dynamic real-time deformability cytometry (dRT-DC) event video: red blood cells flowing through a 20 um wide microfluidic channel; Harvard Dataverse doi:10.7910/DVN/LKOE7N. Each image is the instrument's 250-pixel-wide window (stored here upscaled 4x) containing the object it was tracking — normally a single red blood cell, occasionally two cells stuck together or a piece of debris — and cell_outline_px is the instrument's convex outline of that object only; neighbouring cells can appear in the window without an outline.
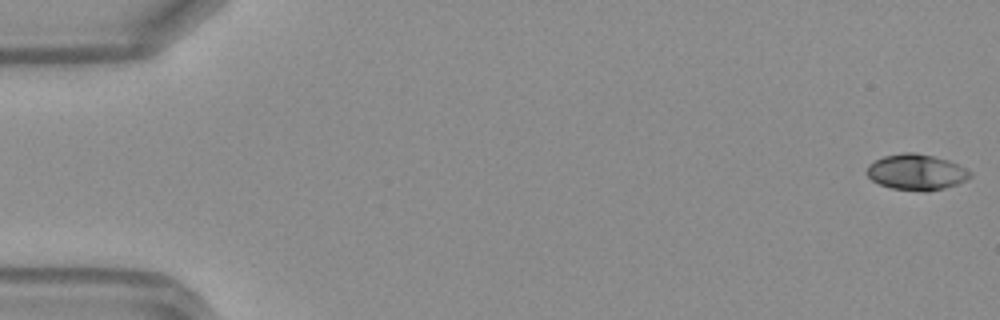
{"species": "Egyptian fruit bat (a non-hibernating species)", "species_latin": "Rousettus aegyptiacus", "temperature_condition": "warm", "stored_images_in_passage": 49, "camera_frame_rate_fps": 3000, "um_per_image_px": 0.085, "frame": {"image": 1, "passage_image": 1, "time_ms": 0.0, "image_size_px": [1000, 320], "cell_outline_px": [[972, 176], [956, 184], [944, 188], [928, 192], [924, 192], [892, 188], [880, 184], [872, 180], [864, 172], [868, 164], [884, 156], [904, 152], [916, 152], [948, 160], [972, 172]], "centroid_in_image_um": [77.86, 14.63], "position_along_channel_um": 7.1, "area_um2": 21.56}}
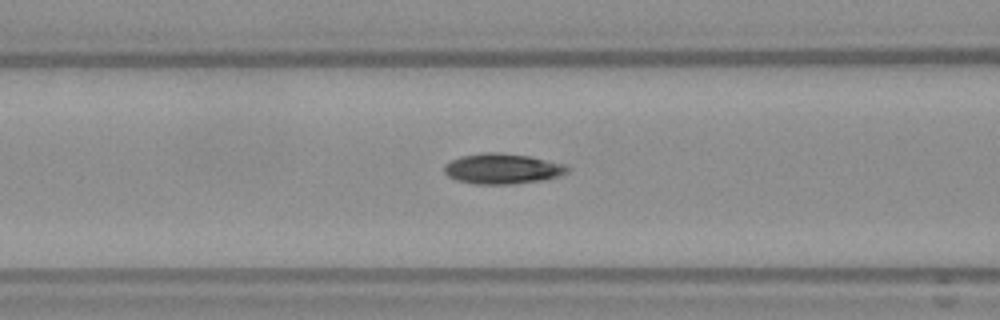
{"frame": {"image": 2, "passage_image": 20, "time_ms": 6.333, "image_size_px": [1000, 320], "cell_outline_px": [[568, 172], [544, 180], [512, 184], [476, 184], [456, 180], [448, 176], [444, 172], [444, 164], [460, 156], [484, 152], [496, 152], [528, 156], [564, 164], [568, 168]], "centroid_in_image_um": [42.65, 14.34], "position_along_channel_um": 123.9, "area_um2": 21.68}}
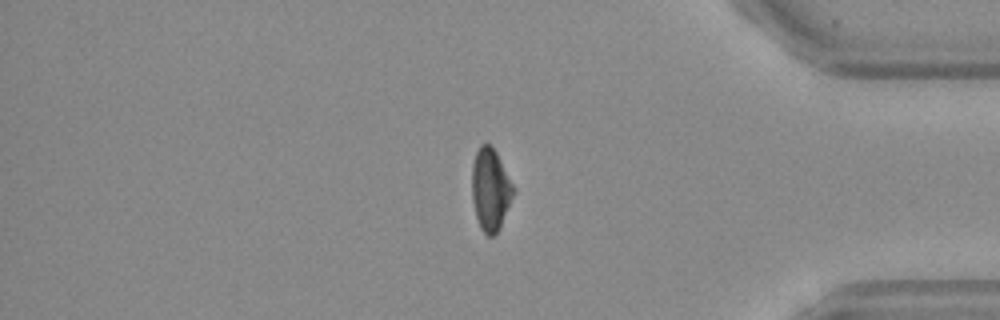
{"frame": {"image": 3, "passage_image": 41, "time_ms": 13.333, "image_size_px": [1000, 320], "cell_outline_px": [[516, 192], [496, 232], [492, 236], [488, 236], [480, 228], [476, 216], [472, 200], [472, 164], [476, 152], [480, 144], [492, 144], [516, 188]], "centroid_in_image_um": [41.7, 16.06], "position_along_channel_um": 393.5, "area_um2": 19.94}, "authors_computed_cell_mechanics": {"area_um2": 20.8658, "velocity_mm_per_s": 4.2109, "shape_relaxation_time_tau1_ms": 4.55, "shape_relaxation_time_tau2_ms": 7.539, "deformation_change_tau1": 0.175, "deformation_change_tau2": 0.0934}}